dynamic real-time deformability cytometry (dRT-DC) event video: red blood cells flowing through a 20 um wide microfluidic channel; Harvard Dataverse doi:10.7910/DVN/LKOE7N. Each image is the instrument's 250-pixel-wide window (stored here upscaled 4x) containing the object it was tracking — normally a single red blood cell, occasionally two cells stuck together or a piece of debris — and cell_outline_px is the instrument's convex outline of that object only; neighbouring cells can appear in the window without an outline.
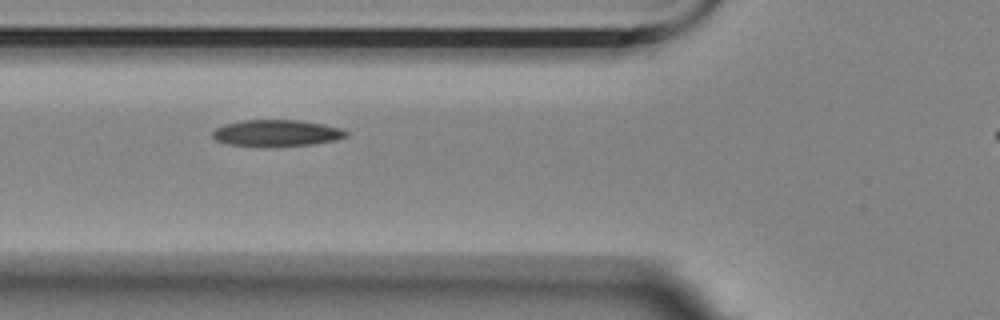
{"species": "Egyptian fruit bat (a non-hibernating species)", "species_latin": "Rousettus aegyptiacus", "temperature_condition": "room temperature", "stored_images_in_passage": 3, "camera_frame_rate_fps": 3000, "um_per_image_px": 0.085, "animal": {"sex": "female"}, "frame": {"image": 1, "passage_image": 2, "time_ms": 0.333, "image_size_px": [1000, 320], "cell_outline_px": [[348, 136], [336, 140], [312, 144], [228, 144], [216, 140], [212, 136], [212, 132], [216, 128], [224, 124], [244, 120], [296, 120], [324, 124], [340, 128], [348, 132]], "centroid_in_image_um": [23.54, 11.27], "position_along_channel_um": 102.3, "area_um2": 19.77}}
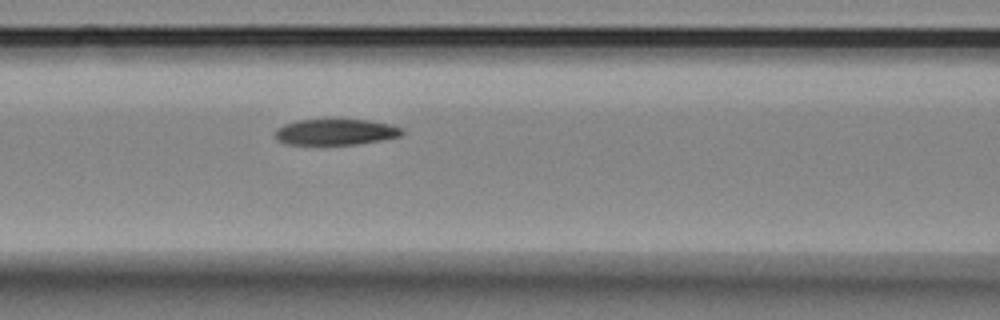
{"frame": {"image": 2, "passage_image": 3, "time_ms": 0.667, "image_size_px": [1000, 320], "cell_outline_px": [[404, 132], [400, 136], [384, 140], [356, 144], [284, 144], [276, 140], [276, 128], [284, 124], [296, 120], [368, 120], [392, 124], [404, 128]], "centroid_in_image_um": [28.56, 11.22], "position_along_channel_um": 138.0, "area_um2": 19.31}}